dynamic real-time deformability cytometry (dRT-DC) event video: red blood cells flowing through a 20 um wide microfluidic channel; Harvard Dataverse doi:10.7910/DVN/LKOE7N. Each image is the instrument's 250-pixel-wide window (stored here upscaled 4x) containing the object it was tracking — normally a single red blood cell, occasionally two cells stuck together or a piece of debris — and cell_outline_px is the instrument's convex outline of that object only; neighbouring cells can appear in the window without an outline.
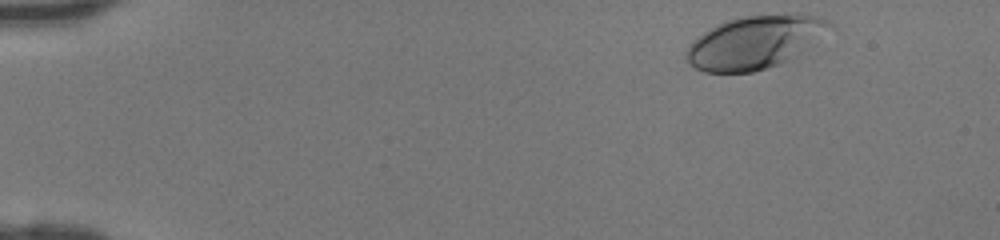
{"species": "human", "species_latin": "Homo sapiens", "temperature_condition": "room temperature", "stored_images_in_passage": 41, "camera_frame_rate_fps": 3000, "um_per_image_px": 0.085, "donor": {"sex": "female"}, "frame": {"image": 1, "passage_image": 1, "time_ms": 0.0, "image_size_px": [1000, 240], "cell_outline_px": [[832, 24], [816, 44], [788, 60], [780, 64], [752, 72], [704, 72], [688, 64], [684, 56], [684, 52], [692, 40], [704, 32], [728, 20], [744, 16], [796, 12], [800, 12], [816, 16], [828, 20]], "centroid_in_image_um": [64.18, 3.58], "position_along_channel_um": 20.8, "area_um2": 44.56}}
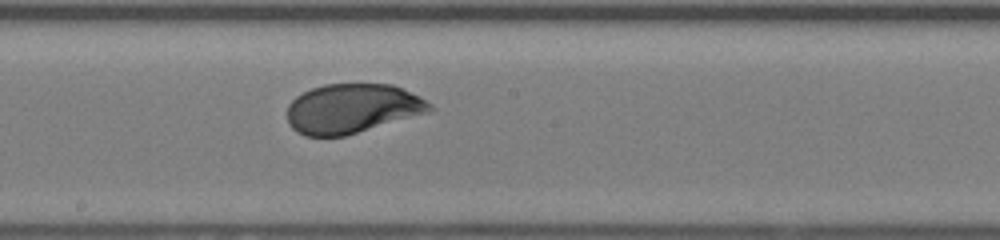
{"frame": {"image": 2, "passage_image": 22, "time_ms": 7.0, "image_size_px": [1000, 240], "cell_outline_px": [[436, 108], [432, 112], [344, 136], [304, 136], [296, 132], [288, 124], [288, 104], [296, 96], [312, 88], [324, 84], [392, 84], [432, 104]], "centroid_in_image_um": [29.93, 9.24], "position_along_channel_um": 218.3, "area_um2": 41.1}}
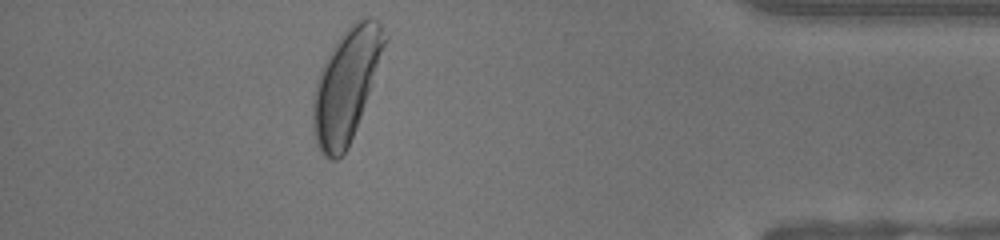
{"frame": {"image": 3, "passage_image": 37, "time_ms": 12.0, "image_size_px": [1000, 240], "cell_outline_px": [[388, 40], [356, 128], [348, 148], [336, 160], [332, 160], [324, 156], [320, 152], [316, 144], [312, 124], [312, 100], [316, 80], [320, 68], [324, 60], [336, 40], [356, 20], [364, 16], [372, 16], [380, 20], [388, 36]], "centroid_in_image_um": [29.43, 7.2], "position_along_channel_um": 405.8, "area_um2": 47.22}}